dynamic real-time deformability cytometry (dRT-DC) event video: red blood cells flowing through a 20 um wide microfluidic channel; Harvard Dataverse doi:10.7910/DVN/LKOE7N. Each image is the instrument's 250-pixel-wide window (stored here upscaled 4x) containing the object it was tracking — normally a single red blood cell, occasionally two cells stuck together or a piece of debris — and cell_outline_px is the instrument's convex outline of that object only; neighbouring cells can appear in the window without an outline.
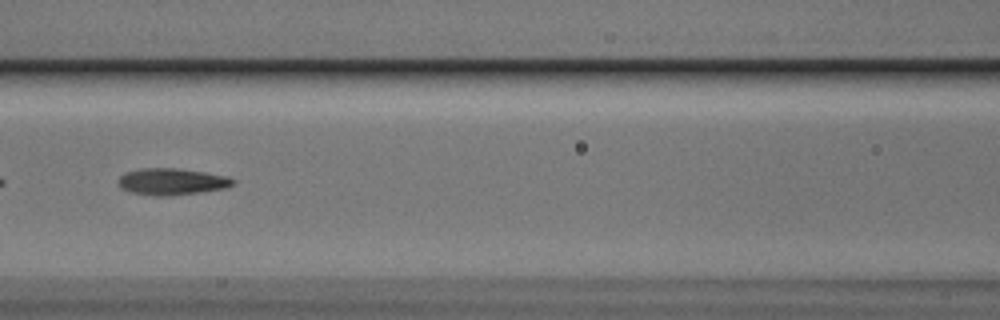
{"species": "Egyptian fruit bat (a non-hibernating species)", "species_latin": "Rousettus aegyptiacus", "temperature_condition": "cold", "stored_images_in_passage": 55, "segment_of_instrument_passage": [2, 2], "camera_frame_rate_fps": 3000, "um_per_image_px": 0.085, "animal": {"sex": "male"}, "frame": {"image": 1, "passage_image": 25, "time_ms": 8.0, "image_size_px": [1000, 320], "cell_outline_px": [[236, 184], [224, 188], [168, 196], [156, 196], [132, 192], [120, 188], [116, 180], [124, 172], [140, 168], [180, 168], [228, 176], [236, 180]], "centroid_in_image_um": [14.58, 15.42], "position_along_channel_um": 152.0, "area_um2": 17.92}}
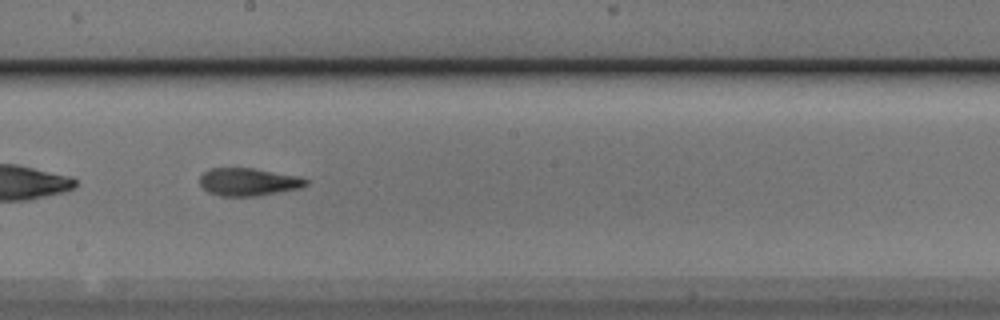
{"frame": {"image": 2, "passage_image": 31, "time_ms": 10.0, "image_size_px": [1000, 320], "cell_outline_px": [[308, 184], [300, 188], [260, 196], [220, 196], [208, 192], [200, 184], [200, 176], [208, 168], [252, 168], [300, 176], [308, 180]], "centroid_in_image_um": [21.12, 15.46], "position_along_channel_um": 227.1, "area_um2": 17.28}}